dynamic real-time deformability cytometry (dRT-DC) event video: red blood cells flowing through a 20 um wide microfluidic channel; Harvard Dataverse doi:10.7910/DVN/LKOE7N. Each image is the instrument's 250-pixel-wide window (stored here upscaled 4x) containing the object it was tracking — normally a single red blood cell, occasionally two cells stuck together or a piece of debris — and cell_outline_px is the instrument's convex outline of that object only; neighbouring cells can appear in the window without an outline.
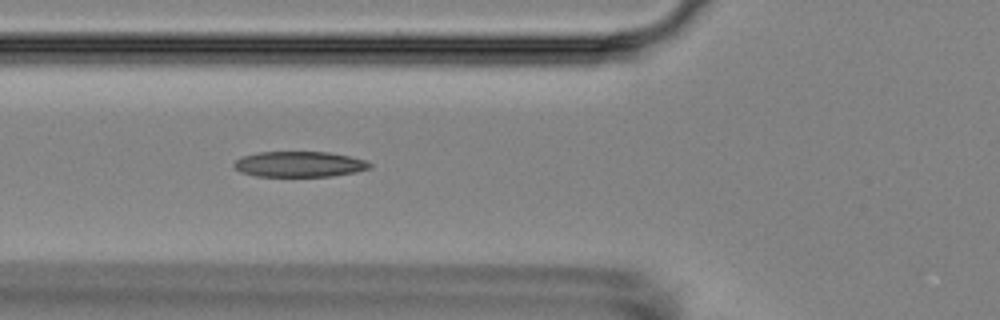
{"species": "Egyptian fruit bat (a non-hibernating species)", "species_latin": "Rousettus aegyptiacus", "temperature_condition": "room temperature", "stored_images_in_passage": 7, "camera_frame_rate_fps": 3000, "um_per_image_px": 0.085, "animal": {"sex": "female"}, "frame": {"image": 1, "passage_image": 6, "time_ms": 5.667, "image_size_px": [1000, 320], "cell_outline_px": [[372, 168], [356, 172], [332, 176], [256, 176], [240, 172], [232, 164], [240, 156], [260, 152], [328, 152], [348, 156], [364, 160], [372, 164]], "centroid_in_image_um": [25.43, 13.96], "position_along_channel_um": 100.4, "area_um2": 20.23}}